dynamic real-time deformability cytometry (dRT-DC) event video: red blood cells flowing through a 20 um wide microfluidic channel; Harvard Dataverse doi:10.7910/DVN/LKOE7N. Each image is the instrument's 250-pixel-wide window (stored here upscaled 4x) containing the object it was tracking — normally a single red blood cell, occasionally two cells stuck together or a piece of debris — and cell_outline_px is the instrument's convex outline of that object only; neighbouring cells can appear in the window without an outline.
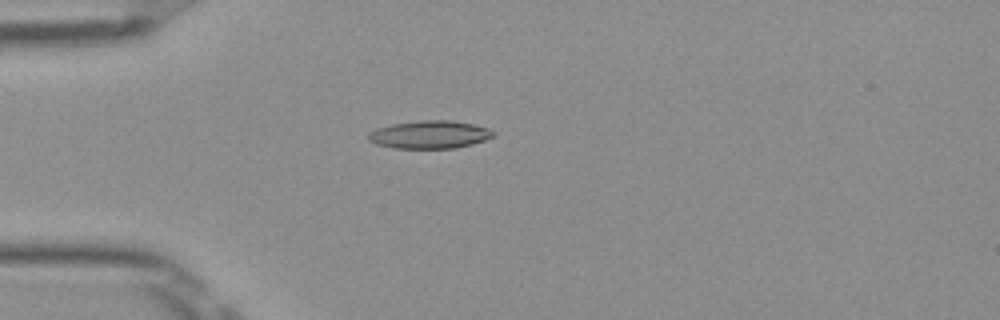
{"species": "Egyptian fruit bat (a non-hibernating species)", "species_latin": "Rousettus aegyptiacus", "temperature_condition": "room temperature", "stored_images_in_passage": 51, "camera_frame_rate_fps": 3000, "um_per_image_px": 0.085, "frame": {"image": 1, "passage_image": 14, "time_ms": 4.333, "image_size_px": [1000, 320], "cell_outline_px": [[496, 132], [492, 136], [484, 140], [472, 144], [456, 148], [392, 148], [376, 144], [368, 140], [368, 132], [376, 128], [392, 124], [420, 120], [452, 120], [472, 124], [488, 128]], "centroid_in_image_um": [36.49, 11.44], "position_along_channel_um": 48.5, "area_um2": 20.35}}
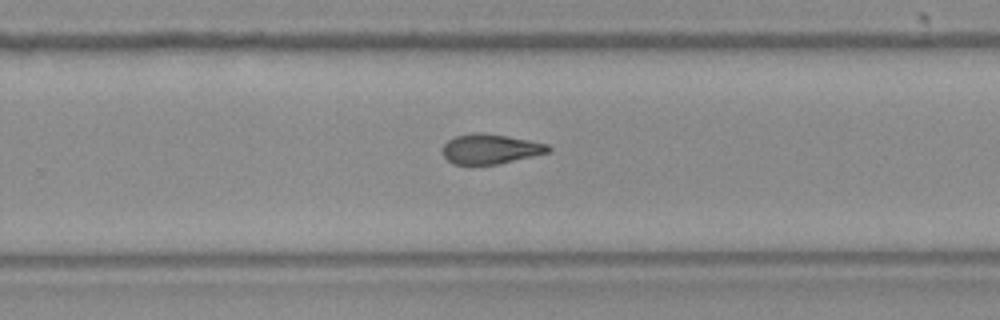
{"frame": {"image": 2, "passage_image": 33, "time_ms": 10.667, "image_size_px": [1000, 320], "cell_outline_px": [[552, 152], [500, 164], [452, 164], [444, 156], [444, 144], [448, 140], [456, 136], [472, 132], [484, 132], [508, 136], [548, 144], [552, 148]], "centroid_in_image_um": [41.73, 12.66], "position_along_channel_um": 288.1, "area_um2": 18.55}}
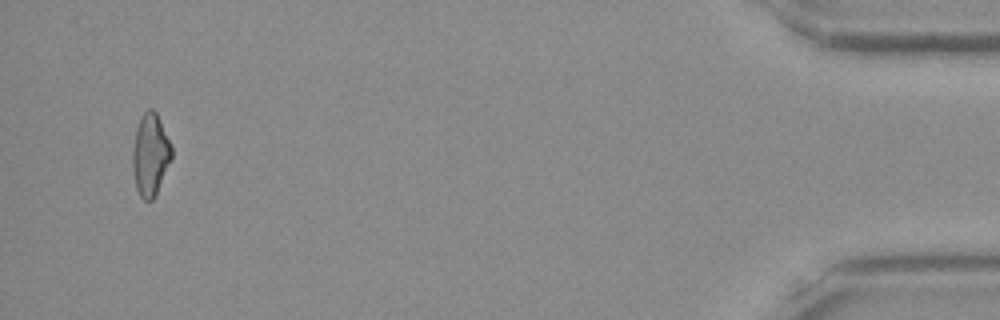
{"frame": {"image": 3, "passage_image": 49, "time_ms": 16.0, "image_size_px": [1000, 320], "cell_outline_px": [[172, 160], [156, 196], [152, 200], [144, 200], [140, 196], [136, 188], [132, 168], [132, 152], [136, 128], [140, 116], [148, 108], [152, 108], [156, 112], [160, 120], [172, 148]], "centroid_in_image_um": [12.78, 13.17], "position_along_channel_um": 422.4, "area_um2": 18.96}, "authors_computed_cell_mechanics": {"area_um2": 18.9584, "velocity_mm_per_s": 4.0051, "shape_relaxation_time_tau1_ms": null, "shape_relaxation_time_tau2_ms": 4.2058, "deformation_change_tau1": null, "deformation_change_tau2": 0.1329}}